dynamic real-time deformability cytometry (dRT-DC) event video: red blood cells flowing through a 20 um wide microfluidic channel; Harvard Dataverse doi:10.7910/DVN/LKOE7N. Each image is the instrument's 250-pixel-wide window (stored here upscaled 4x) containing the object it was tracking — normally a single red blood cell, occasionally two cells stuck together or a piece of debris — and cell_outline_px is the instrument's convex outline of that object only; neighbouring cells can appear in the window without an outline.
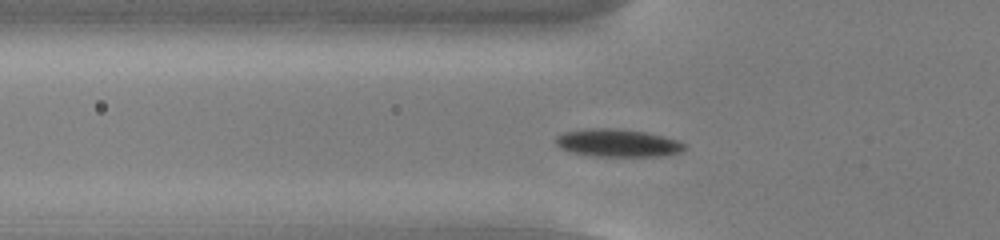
{"species": "common noctule bat (a hibernating species)", "species_latin": "Nyctalus noctula", "temperature_condition": "cold", "stored_images_in_passage": 48, "camera_frame_rate_fps": 3000, "um_per_image_px": 0.085, "animal": {"sex": "male", "body_mass_g": 13.0, "forearm_length_mm": 53.1}, "frame": {"image": 1, "passage_image": 12, "time_ms": 3.667, "image_size_px": [1000, 240], "cell_outline_px": [[688, 148], [680, 152], [660, 156], [596, 156], [572, 152], [560, 148], [556, 144], [556, 136], [564, 132], [588, 128], [616, 128], [644, 132], [664, 136], [688, 144]], "centroid_in_image_um": [52.53, 12.15], "position_along_channel_um": 73.3, "area_um2": 20.87}}
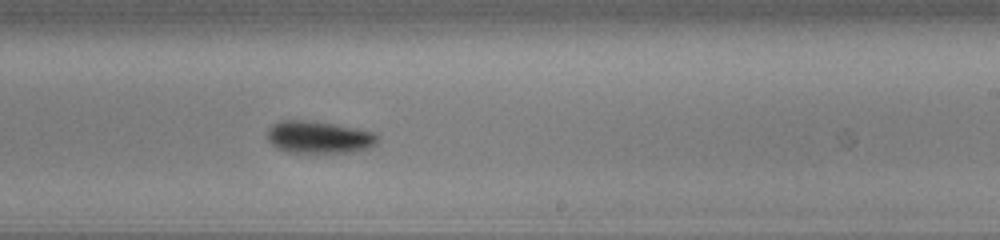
{"frame": {"image": 2, "passage_image": 27, "time_ms": 8.667, "image_size_px": [1000, 240], "cell_outline_px": [[380, 140], [376, 144], [368, 148], [352, 152], [288, 152], [276, 148], [268, 140], [268, 128], [272, 124], [280, 120], [312, 120], [336, 124], [376, 132], [380, 136]], "centroid_in_image_um": [27.14, 11.64], "position_along_channel_um": 261.9, "area_um2": 21.04}}
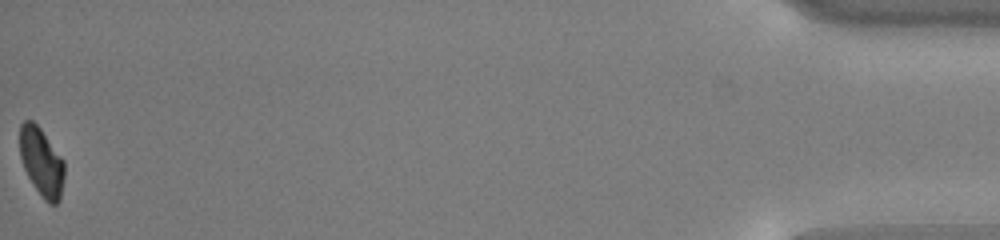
{"frame": {"image": 3, "passage_image": 48, "time_ms": 15.667, "image_size_px": [1000, 240], "cell_outline_px": [[64, 176], [60, 200], [56, 204], [48, 204], [44, 200], [32, 184], [24, 168], [20, 156], [20, 124], [24, 120], [32, 120], [40, 128], [64, 160]], "centroid_in_image_um": [3.53, 13.78], "position_along_channel_um": 431.7, "area_um2": 17.8}, "authors_computed_cell_mechanics": {"area_um2": 19.7676, "velocity_mm_per_s": 3.7866, "shape_relaxation_time_tau1_ms": 2.0978, "shape_relaxation_time_tau2_ms": null, "deformation_change_tau1": 0.0799, "deformation_change_tau2": null}}